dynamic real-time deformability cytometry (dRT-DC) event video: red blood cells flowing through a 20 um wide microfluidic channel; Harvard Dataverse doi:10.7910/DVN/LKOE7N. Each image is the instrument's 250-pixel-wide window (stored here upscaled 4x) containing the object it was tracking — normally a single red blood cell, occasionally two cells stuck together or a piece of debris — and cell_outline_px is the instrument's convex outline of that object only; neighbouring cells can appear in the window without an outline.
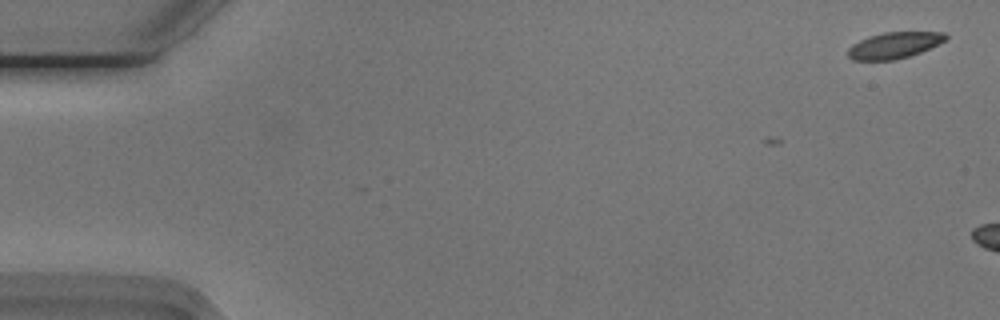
{"species": "Egyptian fruit bat (a non-hibernating species)", "species_latin": "Rousettus aegyptiacus", "temperature_condition": "cold", "stored_images_in_passage": 2, "camera_frame_rate_fps": 3000, "um_per_image_px": 0.085, "animal": {"sex": "male"}, "frame": {"image": 1, "passage_image": 2, "time_ms": 0.333, "image_size_px": [1000, 320], "cell_outline_px": [[948, 36], [944, 40], [920, 52], [908, 56], [892, 60], [852, 60], [848, 56], [848, 48], [852, 44], [868, 36], [884, 32], [944, 32]], "centroid_in_image_um": [75.95, 3.84], "position_along_channel_um": 9.0, "area_um2": 14.74}}